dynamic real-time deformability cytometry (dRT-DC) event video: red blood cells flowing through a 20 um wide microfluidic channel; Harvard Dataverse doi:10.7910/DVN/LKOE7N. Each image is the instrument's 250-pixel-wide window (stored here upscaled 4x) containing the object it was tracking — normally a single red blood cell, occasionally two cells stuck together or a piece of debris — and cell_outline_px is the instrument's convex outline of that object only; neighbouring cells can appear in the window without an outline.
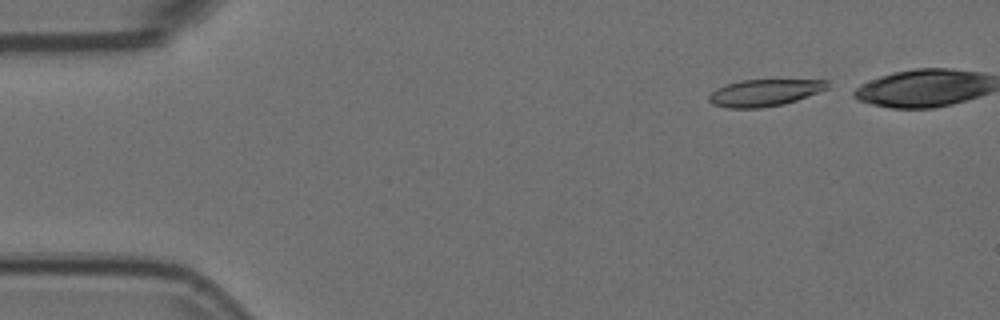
{"species": "Egyptian fruit bat (a non-hibernating species)", "species_latin": "Rousettus aegyptiacus", "temperature_condition": "room temperature", "stored_images_in_passage": 43, "camera_frame_rate_fps": 3000, "um_per_image_px": 0.085, "animal": {"sex": "female"}, "frame": {"image": 1, "passage_image": 2, "time_ms": 0.333, "image_size_px": [1000, 320], "cell_outline_px": [[828, 88], [796, 100], [784, 104], [760, 108], [728, 108], [712, 104], [708, 100], [708, 96], [716, 88], [740, 80], [828, 80]], "centroid_in_image_um": [64.94, 7.88], "position_along_channel_um": 20.1, "area_um2": 18.38}}
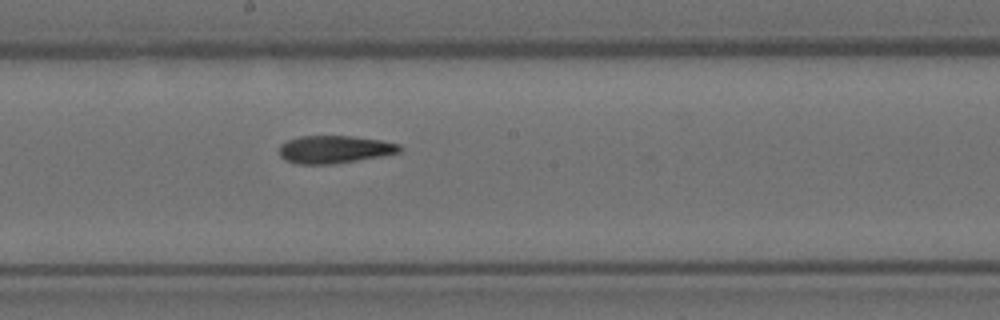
{"frame": {"image": 2, "passage_image": 25, "time_ms": 8.0, "image_size_px": [1000, 320], "cell_outline_px": [[404, 148], [400, 152], [380, 156], [332, 164], [296, 164], [284, 160], [280, 156], [280, 144], [288, 140], [300, 136], [352, 136], [380, 140], [400, 144]], "centroid_in_image_um": [28.42, 12.7], "position_along_channel_um": 219.8, "area_um2": 19.42}}
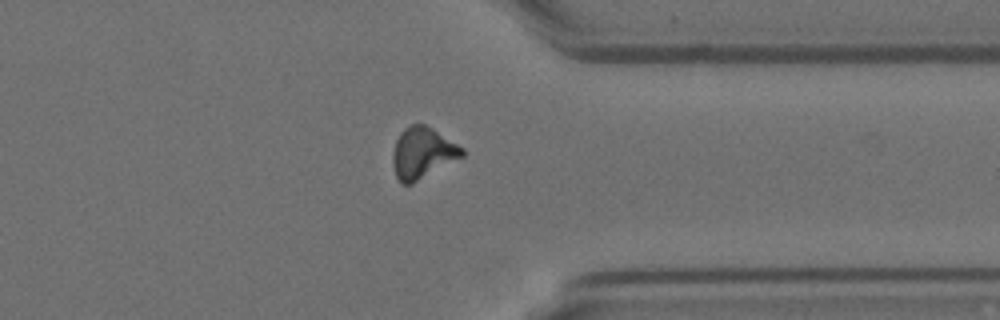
{"frame": {"image": 3, "passage_image": 38, "time_ms": 12.333, "image_size_px": [1000, 320], "cell_outline_px": [[464, 156], [412, 184], [404, 184], [396, 176], [392, 164], [392, 152], [396, 140], [400, 132], [408, 124], [424, 124], [432, 128], [464, 148]], "centroid_in_image_um": [35.9, 12.99], "position_along_channel_um": 375.5, "area_um2": 20.75}}